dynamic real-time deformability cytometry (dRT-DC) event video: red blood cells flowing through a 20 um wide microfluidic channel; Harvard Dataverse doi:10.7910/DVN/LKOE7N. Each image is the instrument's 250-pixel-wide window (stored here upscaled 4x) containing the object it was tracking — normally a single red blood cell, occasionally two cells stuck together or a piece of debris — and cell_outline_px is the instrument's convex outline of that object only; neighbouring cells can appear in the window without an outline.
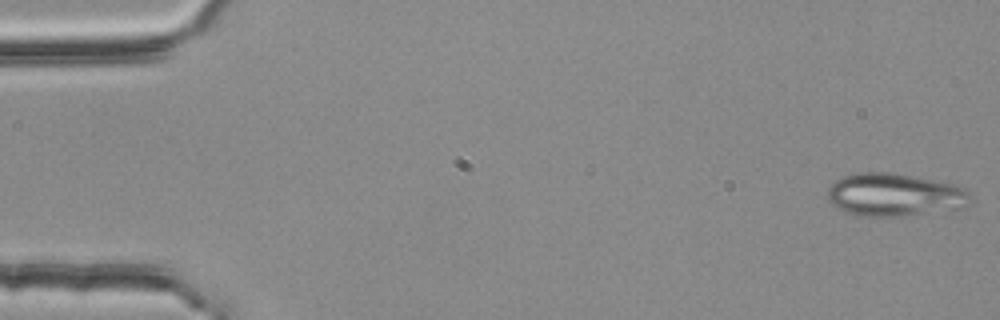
{"species": "common noctule bat (a hibernating species)", "species_latin": "Nyctalus noctula", "temperature_condition": "room temperature", "stored_images_in_passage": 54, "camera_frame_rate_fps": 3000, "um_per_image_px": 0.085, "animal": {"sex": "female", "body_mass_g": 25.1}, "frame": {"image": 1, "passage_image": 1, "time_ms": 0.0, "image_size_px": [1000, 320], "cell_outline_px": [[972, 204], [964, 208], [896, 216], [856, 216], [844, 212], [836, 208], [828, 200], [828, 188], [836, 180], [844, 176], [856, 172], [892, 172], [952, 184], [964, 188], [968, 192]], "centroid_in_image_um": [76.01, 16.56], "position_along_channel_um": 9.0, "area_um2": 35.72}}
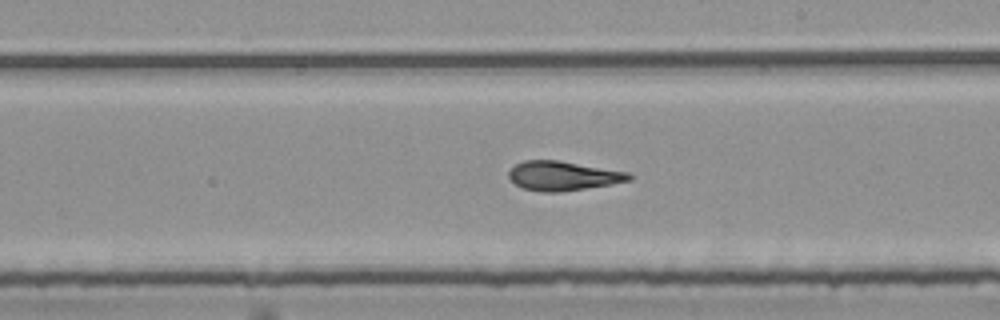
{"frame": {"image": 2, "passage_image": 31, "time_ms": 10.0, "image_size_px": [1000, 320], "cell_outline_px": [[636, 176], [632, 180], [612, 184], [560, 192], [544, 192], [524, 188], [516, 184], [508, 176], [508, 172], [516, 164], [524, 160], [560, 160], [628, 172]], "centroid_in_image_um": [47.9, 14.94], "position_along_channel_um": 241.1, "area_um2": 20.58}}
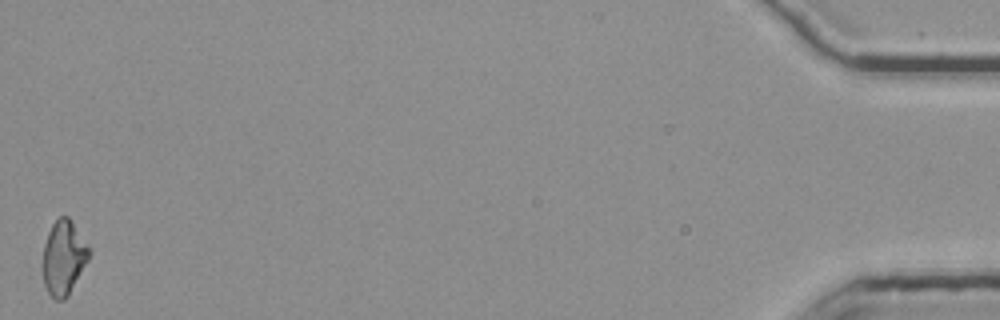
{"frame": {"image": 3, "passage_image": 54, "time_ms": 17.667, "image_size_px": [1000, 320], "cell_outline_px": [[92, 252], [88, 260], [68, 296], [64, 300], [56, 300], [48, 292], [44, 284], [40, 264], [44, 244], [48, 232], [52, 224], [60, 216], [68, 216], [88, 244]], "centroid_in_image_um": [5.38, 21.91], "position_along_channel_um": 429.8, "area_um2": 20.46}, "authors_computed_cell_mechanics": {"area_um2": 20.5768, "velocity_mm_per_s": 3.7517, "shape_relaxation_time_tau1_ms": null, "shape_relaxation_time_tau2_ms": 2.7837, "deformation_change_tau1": null, "deformation_change_tau2": 0.1104}}